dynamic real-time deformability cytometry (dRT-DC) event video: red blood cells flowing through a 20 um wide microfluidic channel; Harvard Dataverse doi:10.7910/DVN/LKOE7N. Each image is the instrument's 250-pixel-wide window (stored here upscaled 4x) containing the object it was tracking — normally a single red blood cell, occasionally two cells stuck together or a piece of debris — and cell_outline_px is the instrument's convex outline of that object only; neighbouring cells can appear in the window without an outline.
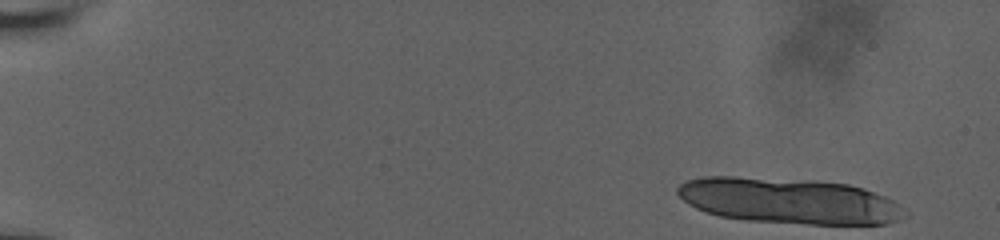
{"species": "human", "species_latin": "Homo sapiens", "temperature_condition": "room temperature", "stored_images_in_passage": 15, "camera_frame_rate_fps": 3000, "um_per_image_px": 0.085, "donor": {"sex": "male"}, "frame": {"image": 1, "passage_image": 1, "time_ms": 0.0, "image_size_px": [1000, 240], "cell_outline_px": [[908, 216], [900, 220], [888, 224], [808, 224], [748, 220], [720, 216], [704, 212], [688, 204], [676, 192], [676, 188], [680, 184], [688, 180], [704, 176], [736, 176], [812, 180], [848, 184], [864, 188], [884, 196], [892, 200], [908, 212]], "centroid_in_image_um": [67.08, 17.07], "position_along_channel_um": 17.9, "area_um2": 60.86}}